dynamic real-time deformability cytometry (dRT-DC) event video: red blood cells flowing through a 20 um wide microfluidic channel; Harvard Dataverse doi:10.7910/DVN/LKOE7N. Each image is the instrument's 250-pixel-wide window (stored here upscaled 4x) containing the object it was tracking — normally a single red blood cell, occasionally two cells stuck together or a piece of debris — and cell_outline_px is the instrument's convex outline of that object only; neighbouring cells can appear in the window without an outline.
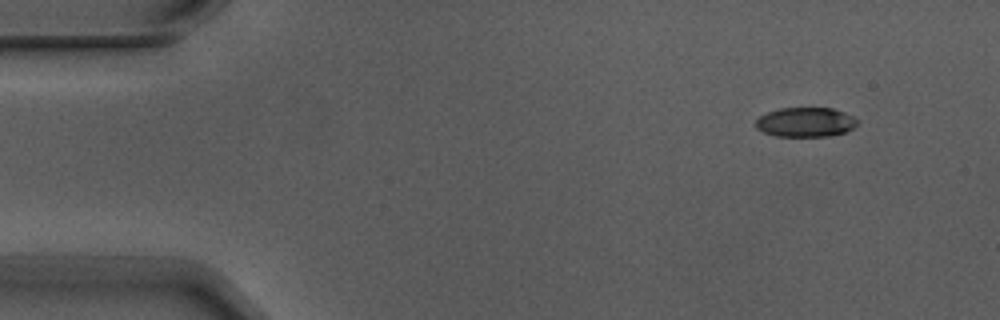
{"species": "Egyptian fruit bat (a non-hibernating species)", "species_latin": "Rousettus aegyptiacus", "temperature_condition": "warm", "stored_images_in_passage": 6, "camera_frame_rate_fps": 3000, "um_per_image_px": 0.085, "animal": {"sex": "male"}, "frame": {"image": 1, "passage_image": 2, "time_ms": 0.333, "image_size_px": [1000, 320], "cell_outline_px": [[860, 120], [852, 128], [844, 132], [828, 136], [776, 136], [764, 132], [756, 128], [756, 120], [760, 116], [768, 112], [780, 108], [832, 108], [844, 112]], "centroid_in_image_um": [68.47, 10.38], "position_along_channel_um": 16.5, "area_um2": 17.34}}
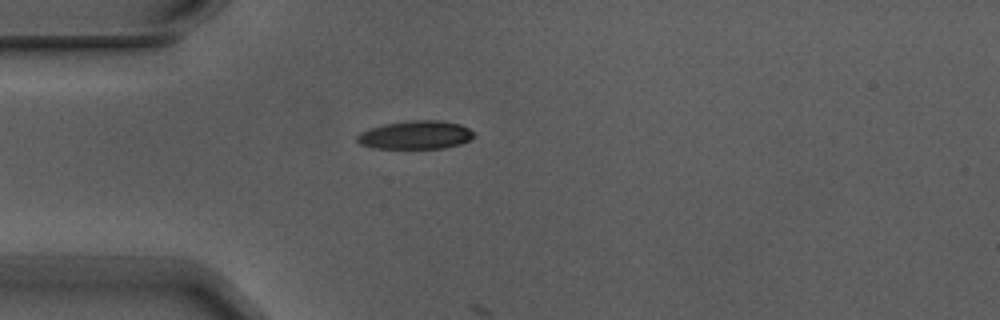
{"frame": {"image": 2, "passage_image": 5, "time_ms": 1.333, "image_size_px": [1000, 320], "cell_outline_px": [[476, 136], [460, 144], [444, 148], [372, 148], [360, 144], [356, 140], [356, 136], [360, 132], [384, 124], [412, 120], [440, 120], [460, 124], [476, 132]], "centroid_in_image_um": [35.35, 11.47], "position_along_channel_um": 49.7, "area_um2": 19.36}}